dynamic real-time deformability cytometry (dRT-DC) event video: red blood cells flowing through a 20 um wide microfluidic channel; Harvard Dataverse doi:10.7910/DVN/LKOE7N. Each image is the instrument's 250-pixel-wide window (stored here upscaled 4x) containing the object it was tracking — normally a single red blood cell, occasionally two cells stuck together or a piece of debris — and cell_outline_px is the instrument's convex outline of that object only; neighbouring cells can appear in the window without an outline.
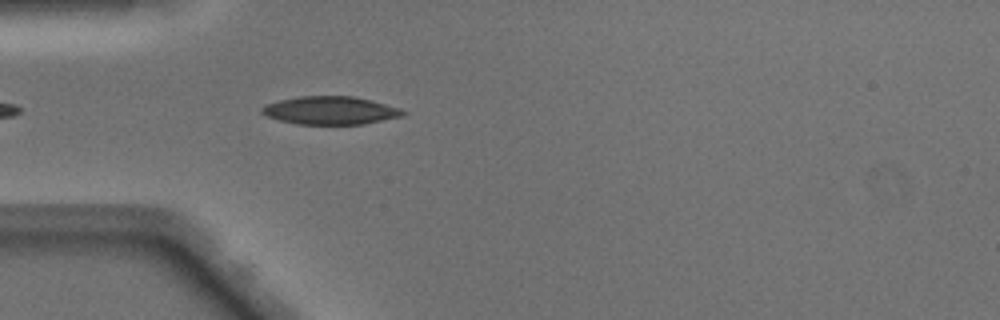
{"species": "Egyptian fruit bat (a non-hibernating species)", "species_latin": "Rousettus aegyptiacus", "temperature_condition": "warm", "stored_images_in_passage": 25, "camera_frame_rate_fps": 3000, "um_per_image_px": 0.085, "animal": {"sex": "male"}, "frame": {"image": 1, "passage_image": 4, "time_ms": 1.0, "image_size_px": [1000, 320], "cell_outline_px": [[408, 112], [404, 116], [364, 124], [296, 124], [280, 120], [268, 116], [260, 112], [260, 108], [264, 104], [280, 100], [300, 96], [356, 96], [372, 100], [400, 108]], "centroid_in_image_um": [28.11, 9.38], "position_along_channel_um": 56.9, "area_um2": 23.24}}
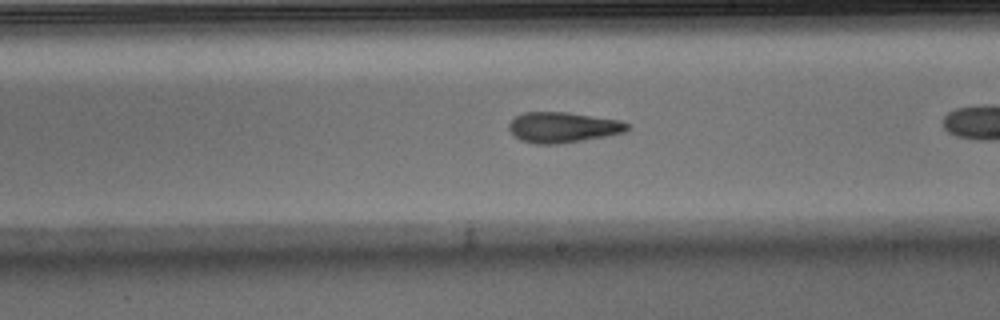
{"frame": {"image": 2, "passage_image": 15, "time_ms": 4.667, "image_size_px": [1000, 320], "cell_outline_px": [[628, 128], [624, 132], [604, 136], [556, 144], [536, 144], [520, 140], [508, 128], [508, 124], [516, 116], [524, 112], [564, 112], [620, 120], [628, 124]], "centroid_in_image_um": [47.8, 10.82], "position_along_channel_um": 241.2, "area_um2": 20.63}}
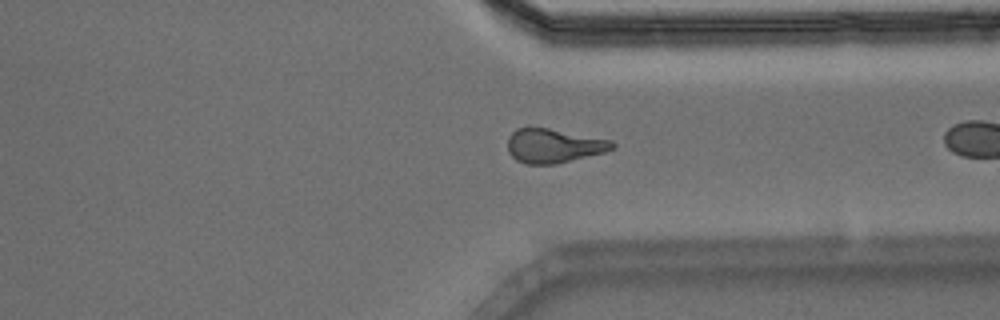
{"frame": {"image": 3, "passage_image": 24, "time_ms": 7.667, "image_size_px": [1000, 320], "cell_outline_px": [[616, 148], [604, 152], [556, 164], [524, 164], [516, 160], [508, 152], [508, 136], [516, 128], [528, 124], [612, 140], [616, 144]], "centroid_in_image_um": [47.02, 12.36], "position_along_channel_um": 364.4, "area_um2": 21.33}}